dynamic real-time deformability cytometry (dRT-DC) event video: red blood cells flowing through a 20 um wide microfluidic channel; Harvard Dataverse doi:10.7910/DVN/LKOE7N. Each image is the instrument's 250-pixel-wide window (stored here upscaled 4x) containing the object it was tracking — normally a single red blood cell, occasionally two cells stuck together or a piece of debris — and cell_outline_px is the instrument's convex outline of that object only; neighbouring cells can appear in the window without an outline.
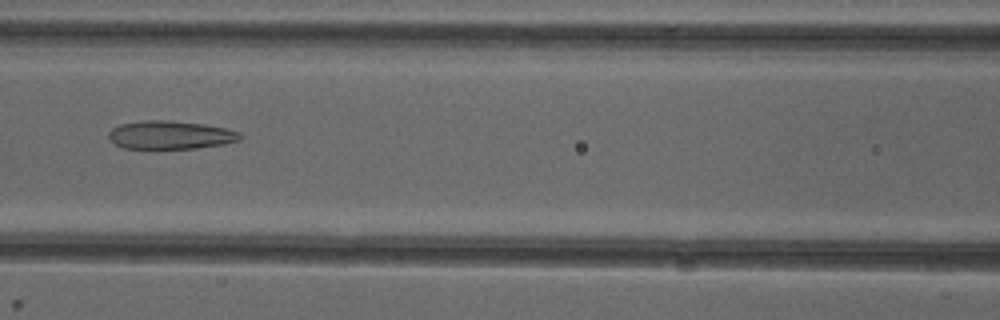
{"species": "common noctule bat (a hibernating species)", "species_latin": "Nyctalus noctula", "temperature_condition": "cold", "stored_images_in_passage": 7, "camera_frame_rate_fps": 3000, "um_per_image_px": 0.085, "animal": {"sex": "female"}, "frame": {"image": 1, "passage_image": 7, "time_ms": 6.667, "image_size_px": [1000, 320], "cell_outline_px": [[244, 136], [240, 140], [224, 144], [196, 148], [124, 148], [112, 144], [108, 136], [108, 132], [112, 128], [120, 124], [140, 120], [164, 120], [204, 124], [224, 128], [240, 132]], "centroid_in_image_um": [14.46, 11.47], "position_along_channel_um": 152.1, "area_um2": 21.79}}